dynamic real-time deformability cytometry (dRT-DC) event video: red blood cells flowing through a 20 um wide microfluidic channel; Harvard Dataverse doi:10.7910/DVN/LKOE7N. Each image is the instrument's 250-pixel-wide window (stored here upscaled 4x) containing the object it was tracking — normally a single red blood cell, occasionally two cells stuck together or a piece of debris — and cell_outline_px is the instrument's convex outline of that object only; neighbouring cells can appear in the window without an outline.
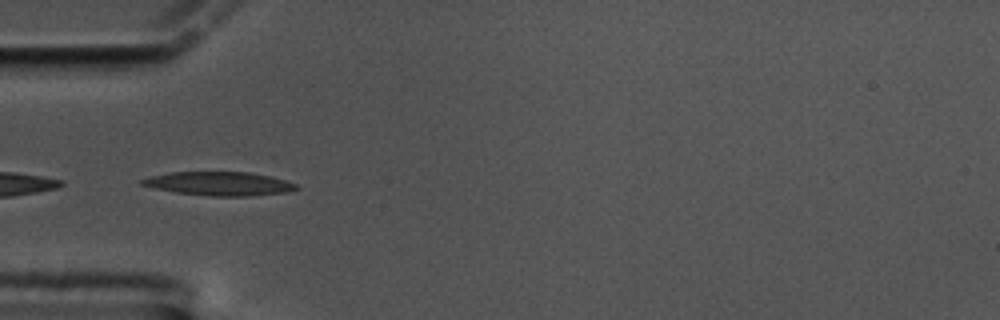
{"species": "common noctule bat (a hibernating species)", "species_latin": "Nyctalus noctula", "temperature_condition": "cold", "stored_images_in_passage": 4, "camera_frame_rate_fps": 3000, "um_per_image_px": 0.085, "animal": {"sex": "male", "body_mass_g": 17.5, "forearm_length_mm": 52.3}, "frame": {"image": 1, "passage_image": 1, "time_ms": 0.0, "image_size_px": [1000, 320], "cell_outline_px": [[300, 188], [288, 192], [248, 196], [212, 196], [176, 192], [156, 188], [140, 184], [140, 180], [152, 176], [168, 172], [248, 172], [268, 176], [284, 180], [296, 184]], "centroid_in_image_um": [18.65, 15.61], "position_along_channel_um": 66.4, "area_um2": 21.1}}